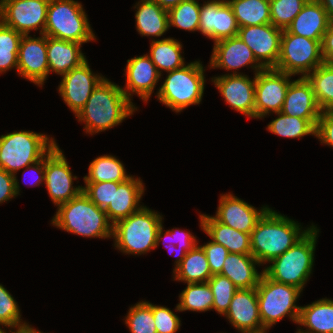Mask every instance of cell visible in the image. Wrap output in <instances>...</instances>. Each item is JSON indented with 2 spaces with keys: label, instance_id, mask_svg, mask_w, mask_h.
<instances>
[{
  "label": "cell",
  "instance_id": "cell-48",
  "mask_svg": "<svg viewBox=\"0 0 333 333\" xmlns=\"http://www.w3.org/2000/svg\"><path fill=\"white\" fill-rule=\"evenodd\" d=\"M18 183L15 175L0 168V203L19 194Z\"/></svg>",
  "mask_w": 333,
  "mask_h": 333
},
{
  "label": "cell",
  "instance_id": "cell-31",
  "mask_svg": "<svg viewBox=\"0 0 333 333\" xmlns=\"http://www.w3.org/2000/svg\"><path fill=\"white\" fill-rule=\"evenodd\" d=\"M175 280L190 283L208 282L211 274L206 254L201 246H195L184 256L181 264L174 269Z\"/></svg>",
  "mask_w": 333,
  "mask_h": 333
},
{
  "label": "cell",
  "instance_id": "cell-55",
  "mask_svg": "<svg viewBox=\"0 0 333 333\" xmlns=\"http://www.w3.org/2000/svg\"><path fill=\"white\" fill-rule=\"evenodd\" d=\"M329 112L333 115V107L329 110Z\"/></svg>",
  "mask_w": 333,
  "mask_h": 333
},
{
  "label": "cell",
  "instance_id": "cell-42",
  "mask_svg": "<svg viewBox=\"0 0 333 333\" xmlns=\"http://www.w3.org/2000/svg\"><path fill=\"white\" fill-rule=\"evenodd\" d=\"M208 284L213 293V309L224 315L238 288L227 277L220 274L213 275L208 280Z\"/></svg>",
  "mask_w": 333,
  "mask_h": 333
},
{
  "label": "cell",
  "instance_id": "cell-29",
  "mask_svg": "<svg viewBox=\"0 0 333 333\" xmlns=\"http://www.w3.org/2000/svg\"><path fill=\"white\" fill-rule=\"evenodd\" d=\"M137 5V31L143 36H162L169 28L167 10L152 0H141Z\"/></svg>",
  "mask_w": 333,
  "mask_h": 333
},
{
  "label": "cell",
  "instance_id": "cell-22",
  "mask_svg": "<svg viewBox=\"0 0 333 333\" xmlns=\"http://www.w3.org/2000/svg\"><path fill=\"white\" fill-rule=\"evenodd\" d=\"M281 112L291 117L319 119L322 110L306 77L302 76L290 83Z\"/></svg>",
  "mask_w": 333,
  "mask_h": 333
},
{
  "label": "cell",
  "instance_id": "cell-20",
  "mask_svg": "<svg viewBox=\"0 0 333 333\" xmlns=\"http://www.w3.org/2000/svg\"><path fill=\"white\" fill-rule=\"evenodd\" d=\"M224 315L242 333H256L265 330L259 315L256 288L238 289Z\"/></svg>",
  "mask_w": 333,
  "mask_h": 333
},
{
  "label": "cell",
  "instance_id": "cell-50",
  "mask_svg": "<svg viewBox=\"0 0 333 333\" xmlns=\"http://www.w3.org/2000/svg\"><path fill=\"white\" fill-rule=\"evenodd\" d=\"M321 52L324 63L333 65V22H330L322 37Z\"/></svg>",
  "mask_w": 333,
  "mask_h": 333
},
{
  "label": "cell",
  "instance_id": "cell-39",
  "mask_svg": "<svg viewBox=\"0 0 333 333\" xmlns=\"http://www.w3.org/2000/svg\"><path fill=\"white\" fill-rule=\"evenodd\" d=\"M167 12L169 27L175 26L188 31L199 30L200 4L196 0L182 1Z\"/></svg>",
  "mask_w": 333,
  "mask_h": 333
},
{
  "label": "cell",
  "instance_id": "cell-54",
  "mask_svg": "<svg viewBox=\"0 0 333 333\" xmlns=\"http://www.w3.org/2000/svg\"><path fill=\"white\" fill-rule=\"evenodd\" d=\"M10 332L11 333H42V332L37 331V330L33 329L32 327H30L29 324L18 326L16 332H12V331H10Z\"/></svg>",
  "mask_w": 333,
  "mask_h": 333
},
{
  "label": "cell",
  "instance_id": "cell-9",
  "mask_svg": "<svg viewBox=\"0 0 333 333\" xmlns=\"http://www.w3.org/2000/svg\"><path fill=\"white\" fill-rule=\"evenodd\" d=\"M259 315L264 329H269L277 321L289 314L293 322L298 323L300 306L295 302L301 293L297 287L278 283L264 273L256 287Z\"/></svg>",
  "mask_w": 333,
  "mask_h": 333
},
{
  "label": "cell",
  "instance_id": "cell-53",
  "mask_svg": "<svg viewBox=\"0 0 333 333\" xmlns=\"http://www.w3.org/2000/svg\"><path fill=\"white\" fill-rule=\"evenodd\" d=\"M327 13L328 18L333 22V0H318Z\"/></svg>",
  "mask_w": 333,
  "mask_h": 333
},
{
  "label": "cell",
  "instance_id": "cell-2",
  "mask_svg": "<svg viewBox=\"0 0 333 333\" xmlns=\"http://www.w3.org/2000/svg\"><path fill=\"white\" fill-rule=\"evenodd\" d=\"M295 221L269 209L250 234L251 255L262 264L285 253L313 227L302 232Z\"/></svg>",
  "mask_w": 333,
  "mask_h": 333
},
{
  "label": "cell",
  "instance_id": "cell-32",
  "mask_svg": "<svg viewBox=\"0 0 333 333\" xmlns=\"http://www.w3.org/2000/svg\"><path fill=\"white\" fill-rule=\"evenodd\" d=\"M240 27L271 23L269 0H227Z\"/></svg>",
  "mask_w": 333,
  "mask_h": 333
},
{
  "label": "cell",
  "instance_id": "cell-43",
  "mask_svg": "<svg viewBox=\"0 0 333 333\" xmlns=\"http://www.w3.org/2000/svg\"><path fill=\"white\" fill-rule=\"evenodd\" d=\"M121 182L86 183L82 192L99 208L106 209L113 202L114 187Z\"/></svg>",
  "mask_w": 333,
  "mask_h": 333
},
{
  "label": "cell",
  "instance_id": "cell-11",
  "mask_svg": "<svg viewBox=\"0 0 333 333\" xmlns=\"http://www.w3.org/2000/svg\"><path fill=\"white\" fill-rule=\"evenodd\" d=\"M49 0H1L0 21L22 35L30 30L44 34Z\"/></svg>",
  "mask_w": 333,
  "mask_h": 333
},
{
  "label": "cell",
  "instance_id": "cell-13",
  "mask_svg": "<svg viewBox=\"0 0 333 333\" xmlns=\"http://www.w3.org/2000/svg\"><path fill=\"white\" fill-rule=\"evenodd\" d=\"M44 181L49 196L58 206L77 197L83 190L80 186L73 188L70 167L57 144L45 155Z\"/></svg>",
  "mask_w": 333,
  "mask_h": 333
},
{
  "label": "cell",
  "instance_id": "cell-10",
  "mask_svg": "<svg viewBox=\"0 0 333 333\" xmlns=\"http://www.w3.org/2000/svg\"><path fill=\"white\" fill-rule=\"evenodd\" d=\"M323 63L321 41L283 30L280 55L274 69L291 75L302 73L306 77Z\"/></svg>",
  "mask_w": 333,
  "mask_h": 333
},
{
  "label": "cell",
  "instance_id": "cell-56",
  "mask_svg": "<svg viewBox=\"0 0 333 333\" xmlns=\"http://www.w3.org/2000/svg\"><path fill=\"white\" fill-rule=\"evenodd\" d=\"M0 333H5V331H3V330L0 328Z\"/></svg>",
  "mask_w": 333,
  "mask_h": 333
},
{
  "label": "cell",
  "instance_id": "cell-21",
  "mask_svg": "<svg viewBox=\"0 0 333 333\" xmlns=\"http://www.w3.org/2000/svg\"><path fill=\"white\" fill-rule=\"evenodd\" d=\"M252 63H256L252 67L256 69V73L265 69L257 61L251 49L238 36L225 38L214 43L210 60L211 68L238 70V68Z\"/></svg>",
  "mask_w": 333,
  "mask_h": 333
},
{
  "label": "cell",
  "instance_id": "cell-14",
  "mask_svg": "<svg viewBox=\"0 0 333 333\" xmlns=\"http://www.w3.org/2000/svg\"><path fill=\"white\" fill-rule=\"evenodd\" d=\"M282 33V29L269 23L240 27L237 36L251 49L257 61L267 69L275 68L277 65Z\"/></svg>",
  "mask_w": 333,
  "mask_h": 333
},
{
  "label": "cell",
  "instance_id": "cell-33",
  "mask_svg": "<svg viewBox=\"0 0 333 333\" xmlns=\"http://www.w3.org/2000/svg\"><path fill=\"white\" fill-rule=\"evenodd\" d=\"M150 50L149 57L160 75V70L170 72L185 65L181 56L182 45L175 39L153 40Z\"/></svg>",
  "mask_w": 333,
  "mask_h": 333
},
{
  "label": "cell",
  "instance_id": "cell-23",
  "mask_svg": "<svg viewBox=\"0 0 333 333\" xmlns=\"http://www.w3.org/2000/svg\"><path fill=\"white\" fill-rule=\"evenodd\" d=\"M127 62L126 89L122 90L129 100L131 94L128 91H132L147 102L161 75L149 55L134 57Z\"/></svg>",
  "mask_w": 333,
  "mask_h": 333
},
{
  "label": "cell",
  "instance_id": "cell-5",
  "mask_svg": "<svg viewBox=\"0 0 333 333\" xmlns=\"http://www.w3.org/2000/svg\"><path fill=\"white\" fill-rule=\"evenodd\" d=\"M162 216L142 206L129 217L113 225L115 246L129 254H143L157 246V232Z\"/></svg>",
  "mask_w": 333,
  "mask_h": 333
},
{
  "label": "cell",
  "instance_id": "cell-4",
  "mask_svg": "<svg viewBox=\"0 0 333 333\" xmlns=\"http://www.w3.org/2000/svg\"><path fill=\"white\" fill-rule=\"evenodd\" d=\"M317 232L319 230L313 226L295 245L270 261L272 265L265 268L263 273L273 281L302 291L312 271Z\"/></svg>",
  "mask_w": 333,
  "mask_h": 333
},
{
  "label": "cell",
  "instance_id": "cell-44",
  "mask_svg": "<svg viewBox=\"0 0 333 333\" xmlns=\"http://www.w3.org/2000/svg\"><path fill=\"white\" fill-rule=\"evenodd\" d=\"M20 311L18 305L11 294L0 285V325L17 328L21 324Z\"/></svg>",
  "mask_w": 333,
  "mask_h": 333
},
{
  "label": "cell",
  "instance_id": "cell-25",
  "mask_svg": "<svg viewBox=\"0 0 333 333\" xmlns=\"http://www.w3.org/2000/svg\"><path fill=\"white\" fill-rule=\"evenodd\" d=\"M144 193L140 179L132 176L114 187L113 202L105 209L109 221L114 225L139 210L138 203Z\"/></svg>",
  "mask_w": 333,
  "mask_h": 333
},
{
  "label": "cell",
  "instance_id": "cell-46",
  "mask_svg": "<svg viewBox=\"0 0 333 333\" xmlns=\"http://www.w3.org/2000/svg\"><path fill=\"white\" fill-rule=\"evenodd\" d=\"M162 234H163V227L161 225L157 232V245L156 246H158V244L162 238L165 239L166 237L169 239L170 238L177 239V242H179V245H182V246H179V247H181L180 248L181 250L183 248V251H181L180 257L176 261V268H177L181 264L186 253L188 251L192 250L197 245L196 238L194 236H192V234H190L189 232H184L182 230L178 231L177 228H176V230L165 231L164 236ZM174 245H173V248H174ZM171 249H172V245L169 246L168 250L171 252Z\"/></svg>",
  "mask_w": 333,
  "mask_h": 333
},
{
  "label": "cell",
  "instance_id": "cell-34",
  "mask_svg": "<svg viewBox=\"0 0 333 333\" xmlns=\"http://www.w3.org/2000/svg\"><path fill=\"white\" fill-rule=\"evenodd\" d=\"M85 183L124 182L131 176L127 175L123 164L111 155H104L93 160L88 169Z\"/></svg>",
  "mask_w": 333,
  "mask_h": 333
},
{
  "label": "cell",
  "instance_id": "cell-51",
  "mask_svg": "<svg viewBox=\"0 0 333 333\" xmlns=\"http://www.w3.org/2000/svg\"><path fill=\"white\" fill-rule=\"evenodd\" d=\"M26 169H29V170H33L35 173L37 172L38 173V176L39 177H37L36 178V185L38 184V186H39V184L43 181V180H45V156L42 158V159H40L39 161H37V162H35V163H33V164H31V166L30 165H28L27 167H26ZM36 173V174H37ZM35 181V180H34ZM34 183V184H35Z\"/></svg>",
  "mask_w": 333,
  "mask_h": 333
},
{
  "label": "cell",
  "instance_id": "cell-47",
  "mask_svg": "<svg viewBox=\"0 0 333 333\" xmlns=\"http://www.w3.org/2000/svg\"><path fill=\"white\" fill-rule=\"evenodd\" d=\"M201 247L206 254L211 274H220L229 251L223 245L213 241Z\"/></svg>",
  "mask_w": 333,
  "mask_h": 333
},
{
  "label": "cell",
  "instance_id": "cell-8",
  "mask_svg": "<svg viewBox=\"0 0 333 333\" xmlns=\"http://www.w3.org/2000/svg\"><path fill=\"white\" fill-rule=\"evenodd\" d=\"M44 35L81 44L95 39L82 5L74 0H49Z\"/></svg>",
  "mask_w": 333,
  "mask_h": 333
},
{
  "label": "cell",
  "instance_id": "cell-52",
  "mask_svg": "<svg viewBox=\"0 0 333 333\" xmlns=\"http://www.w3.org/2000/svg\"><path fill=\"white\" fill-rule=\"evenodd\" d=\"M152 1L156 2L161 8L168 11L169 9L176 7L182 1L185 0H152Z\"/></svg>",
  "mask_w": 333,
  "mask_h": 333
},
{
  "label": "cell",
  "instance_id": "cell-15",
  "mask_svg": "<svg viewBox=\"0 0 333 333\" xmlns=\"http://www.w3.org/2000/svg\"><path fill=\"white\" fill-rule=\"evenodd\" d=\"M59 92L65 103L77 115L84 107L95 87L104 78L94 75L87 60L62 75Z\"/></svg>",
  "mask_w": 333,
  "mask_h": 333
},
{
  "label": "cell",
  "instance_id": "cell-6",
  "mask_svg": "<svg viewBox=\"0 0 333 333\" xmlns=\"http://www.w3.org/2000/svg\"><path fill=\"white\" fill-rule=\"evenodd\" d=\"M31 131H14L0 137V168L15 173L42 159L55 145L54 139Z\"/></svg>",
  "mask_w": 333,
  "mask_h": 333
},
{
  "label": "cell",
  "instance_id": "cell-41",
  "mask_svg": "<svg viewBox=\"0 0 333 333\" xmlns=\"http://www.w3.org/2000/svg\"><path fill=\"white\" fill-rule=\"evenodd\" d=\"M125 322L131 333H157L152 304L146 301L131 307Z\"/></svg>",
  "mask_w": 333,
  "mask_h": 333
},
{
  "label": "cell",
  "instance_id": "cell-35",
  "mask_svg": "<svg viewBox=\"0 0 333 333\" xmlns=\"http://www.w3.org/2000/svg\"><path fill=\"white\" fill-rule=\"evenodd\" d=\"M322 111L333 107V65L323 63L306 76Z\"/></svg>",
  "mask_w": 333,
  "mask_h": 333
},
{
  "label": "cell",
  "instance_id": "cell-7",
  "mask_svg": "<svg viewBox=\"0 0 333 333\" xmlns=\"http://www.w3.org/2000/svg\"><path fill=\"white\" fill-rule=\"evenodd\" d=\"M203 66L198 61L168 72L157 97L167 107L180 112L189 105L199 104L204 92Z\"/></svg>",
  "mask_w": 333,
  "mask_h": 333
},
{
  "label": "cell",
  "instance_id": "cell-49",
  "mask_svg": "<svg viewBox=\"0 0 333 333\" xmlns=\"http://www.w3.org/2000/svg\"><path fill=\"white\" fill-rule=\"evenodd\" d=\"M316 137L333 147V115L329 111H322L316 127Z\"/></svg>",
  "mask_w": 333,
  "mask_h": 333
},
{
  "label": "cell",
  "instance_id": "cell-18",
  "mask_svg": "<svg viewBox=\"0 0 333 333\" xmlns=\"http://www.w3.org/2000/svg\"><path fill=\"white\" fill-rule=\"evenodd\" d=\"M213 82L227 104L236 111L255 118V78L251 81L246 75L235 72L215 77Z\"/></svg>",
  "mask_w": 333,
  "mask_h": 333
},
{
  "label": "cell",
  "instance_id": "cell-1",
  "mask_svg": "<svg viewBox=\"0 0 333 333\" xmlns=\"http://www.w3.org/2000/svg\"><path fill=\"white\" fill-rule=\"evenodd\" d=\"M134 105L122 87L103 78L76 117L86 122L87 133H98L121 123L133 114Z\"/></svg>",
  "mask_w": 333,
  "mask_h": 333
},
{
  "label": "cell",
  "instance_id": "cell-17",
  "mask_svg": "<svg viewBox=\"0 0 333 333\" xmlns=\"http://www.w3.org/2000/svg\"><path fill=\"white\" fill-rule=\"evenodd\" d=\"M17 70L19 75L31 82L42 85L49 74L47 60V36L39 38L23 35L18 52Z\"/></svg>",
  "mask_w": 333,
  "mask_h": 333
},
{
  "label": "cell",
  "instance_id": "cell-24",
  "mask_svg": "<svg viewBox=\"0 0 333 333\" xmlns=\"http://www.w3.org/2000/svg\"><path fill=\"white\" fill-rule=\"evenodd\" d=\"M330 19L318 0H308L286 29L289 33L322 41Z\"/></svg>",
  "mask_w": 333,
  "mask_h": 333
},
{
  "label": "cell",
  "instance_id": "cell-12",
  "mask_svg": "<svg viewBox=\"0 0 333 333\" xmlns=\"http://www.w3.org/2000/svg\"><path fill=\"white\" fill-rule=\"evenodd\" d=\"M291 76L274 68L255 73V118L281 112Z\"/></svg>",
  "mask_w": 333,
  "mask_h": 333
},
{
  "label": "cell",
  "instance_id": "cell-30",
  "mask_svg": "<svg viewBox=\"0 0 333 333\" xmlns=\"http://www.w3.org/2000/svg\"><path fill=\"white\" fill-rule=\"evenodd\" d=\"M297 324L309 328L297 333H333V301L321 299L301 307Z\"/></svg>",
  "mask_w": 333,
  "mask_h": 333
},
{
  "label": "cell",
  "instance_id": "cell-27",
  "mask_svg": "<svg viewBox=\"0 0 333 333\" xmlns=\"http://www.w3.org/2000/svg\"><path fill=\"white\" fill-rule=\"evenodd\" d=\"M81 43L47 36V60L49 72L68 73L86 60L80 51Z\"/></svg>",
  "mask_w": 333,
  "mask_h": 333
},
{
  "label": "cell",
  "instance_id": "cell-28",
  "mask_svg": "<svg viewBox=\"0 0 333 333\" xmlns=\"http://www.w3.org/2000/svg\"><path fill=\"white\" fill-rule=\"evenodd\" d=\"M258 263L252 255L229 253L220 275L227 277L238 289L256 288L263 274L255 269Z\"/></svg>",
  "mask_w": 333,
  "mask_h": 333
},
{
  "label": "cell",
  "instance_id": "cell-36",
  "mask_svg": "<svg viewBox=\"0 0 333 333\" xmlns=\"http://www.w3.org/2000/svg\"><path fill=\"white\" fill-rule=\"evenodd\" d=\"M276 114H278V118L267 127L270 132L290 138H300L309 134L316 135L318 119L291 117L282 112Z\"/></svg>",
  "mask_w": 333,
  "mask_h": 333
},
{
  "label": "cell",
  "instance_id": "cell-45",
  "mask_svg": "<svg viewBox=\"0 0 333 333\" xmlns=\"http://www.w3.org/2000/svg\"><path fill=\"white\" fill-rule=\"evenodd\" d=\"M152 312L157 333H176L180 319L169 308L152 305Z\"/></svg>",
  "mask_w": 333,
  "mask_h": 333
},
{
  "label": "cell",
  "instance_id": "cell-3",
  "mask_svg": "<svg viewBox=\"0 0 333 333\" xmlns=\"http://www.w3.org/2000/svg\"><path fill=\"white\" fill-rule=\"evenodd\" d=\"M52 224L84 237L109 238L113 224L104 209L97 207L83 192L58 206Z\"/></svg>",
  "mask_w": 333,
  "mask_h": 333
},
{
  "label": "cell",
  "instance_id": "cell-19",
  "mask_svg": "<svg viewBox=\"0 0 333 333\" xmlns=\"http://www.w3.org/2000/svg\"><path fill=\"white\" fill-rule=\"evenodd\" d=\"M215 218L235 229L247 234H251L258 221L270 209L263 207L256 210L252 205L232 196V194L222 195Z\"/></svg>",
  "mask_w": 333,
  "mask_h": 333
},
{
  "label": "cell",
  "instance_id": "cell-37",
  "mask_svg": "<svg viewBox=\"0 0 333 333\" xmlns=\"http://www.w3.org/2000/svg\"><path fill=\"white\" fill-rule=\"evenodd\" d=\"M177 311H207L213 309V293L208 282L190 283L179 296Z\"/></svg>",
  "mask_w": 333,
  "mask_h": 333
},
{
  "label": "cell",
  "instance_id": "cell-26",
  "mask_svg": "<svg viewBox=\"0 0 333 333\" xmlns=\"http://www.w3.org/2000/svg\"><path fill=\"white\" fill-rule=\"evenodd\" d=\"M200 222L203 231L212 241L223 245L229 253L251 255L250 234L235 230L219 222L214 216L201 214Z\"/></svg>",
  "mask_w": 333,
  "mask_h": 333
},
{
  "label": "cell",
  "instance_id": "cell-38",
  "mask_svg": "<svg viewBox=\"0 0 333 333\" xmlns=\"http://www.w3.org/2000/svg\"><path fill=\"white\" fill-rule=\"evenodd\" d=\"M22 34L0 21V73L18 64V52Z\"/></svg>",
  "mask_w": 333,
  "mask_h": 333
},
{
  "label": "cell",
  "instance_id": "cell-16",
  "mask_svg": "<svg viewBox=\"0 0 333 333\" xmlns=\"http://www.w3.org/2000/svg\"><path fill=\"white\" fill-rule=\"evenodd\" d=\"M239 26L227 0H211L200 6L199 31L216 41L235 37Z\"/></svg>",
  "mask_w": 333,
  "mask_h": 333
},
{
  "label": "cell",
  "instance_id": "cell-40",
  "mask_svg": "<svg viewBox=\"0 0 333 333\" xmlns=\"http://www.w3.org/2000/svg\"><path fill=\"white\" fill-rule=\"evenodd\" d=\"M308 0H269L271 24L287 29Z\"/></svg>",
  "mask_w": 333,
  "mask_h": 333
}]
</instances>
